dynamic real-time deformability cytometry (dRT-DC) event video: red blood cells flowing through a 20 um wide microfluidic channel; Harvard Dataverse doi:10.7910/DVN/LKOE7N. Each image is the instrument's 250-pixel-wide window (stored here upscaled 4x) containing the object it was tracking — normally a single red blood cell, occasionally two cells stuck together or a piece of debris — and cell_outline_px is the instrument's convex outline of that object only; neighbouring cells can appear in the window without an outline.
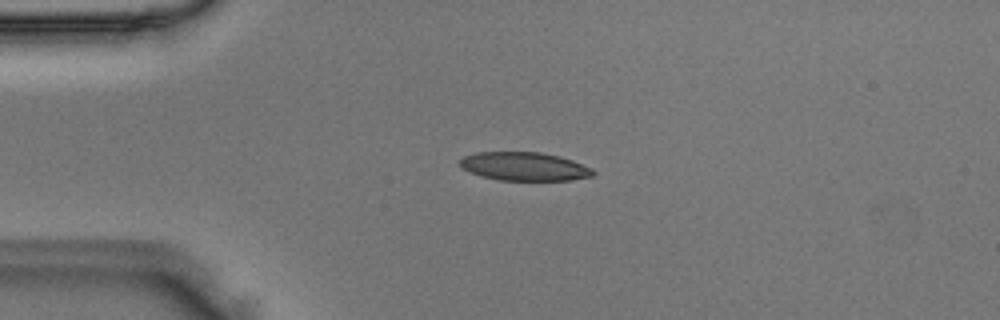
{"species": "Egyptian fruit bat (a non-hibernating species)", "species_latin": "Rousettus aegyptiacus", "temperature_condition": "room temperature", "stored_images_in_passage": 40, "camera_frame_rate_fps": 3000, "um_per_image_px": 0.085, "animal": {"sex": "male"}, "frame": {"image": 1, "passage_image": 8, "time_ms": 2.333, "image_size_px": [1000, 320], "cell_outline_px": [[596, 172], [592, 176], [568, 180], [500, 180], [480, 176], [468, 172], [460, 168], [456, 164], [456, 160], [464, 156], [476, 152], [540, 152], [560, 156], [572, 160], [592, 168]], "centroid_in_image_um": [44.48, 14.14], "position_along_channel_um": 40.5, "area_um2": 22.43}}
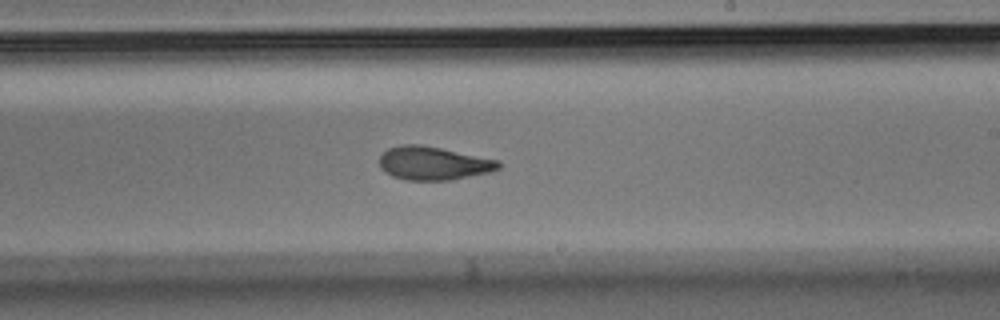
{"frame": {"image": 2, "passage_image": 26, "time_ms": 8.333, "image_size_px": [1000, 320], "cell_outline_px": [[500, 168], [492, 172], [452, 180], [404, 180], [392, 176], [380, 168], [380, 156], [388, 148], [400, 144], [420, 144], [500, 160]], "centroid_in_image_um": [36.85, 13.88], "position_along_channel_um": 252.1, "area_um2": 23.35}}
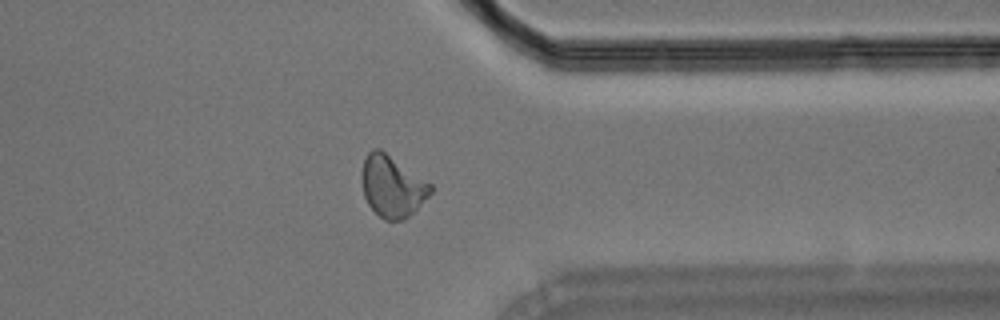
{"frame": {"image": 3, "passage_image": 36, "time_ms": 11.667, "image_size_px": [1000, 320], "cell_outline_px": [[432, 192], [404, 220], [384, 220], [368, 204], [364, 196], [364, 160], [368, 152], [372, 148], [380, 148], [432, 184]], "centroid_in_image_um": [33.36, 15.83], "position_along_channel_um": 378.0, "area_um2": 23.99}}